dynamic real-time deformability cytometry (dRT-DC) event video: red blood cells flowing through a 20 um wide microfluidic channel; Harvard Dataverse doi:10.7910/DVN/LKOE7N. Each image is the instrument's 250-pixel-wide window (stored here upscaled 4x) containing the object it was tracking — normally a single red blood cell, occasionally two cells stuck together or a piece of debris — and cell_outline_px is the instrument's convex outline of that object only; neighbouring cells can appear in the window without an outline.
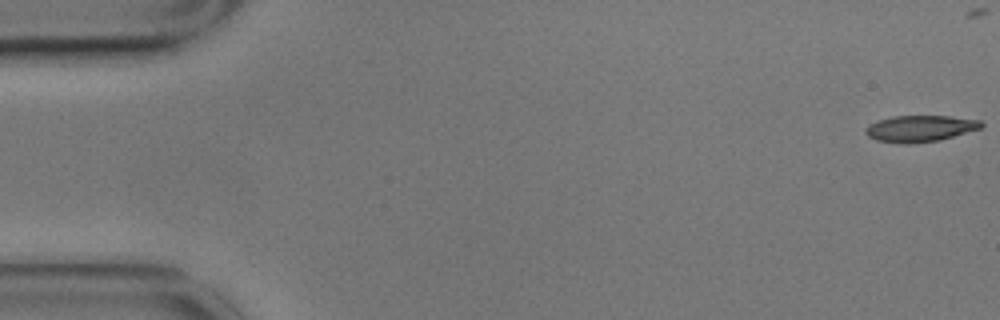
{"species": "common noctule bat (a hibernating species)", "species_latin": "Nyctalus noctula", "temperature_condition": "cold", "stored_images_in_passage": 46, "camera_frame_rate_fps": 3000, "um_per_image_px": 0.085, "animal": {"sex": "male", "body_mass_g": 17.9}, "frame": {"image": 1, "passage_image": 1, "time_ms": 0.0, "image_size_px": [1000, 320], "cell_outline_px": [[984, 124], [980, 128], [940, 140], [908, 144], [900, 144], [876, 140], [868, 136], [864, 132], [864, 128], [868, 124], [892, 116], [948, 116], [980, 120]], "centroid_in_image_um": [78.16, 10.93], "position_along_channel_um": 6.8, "area_um2": 17.8}}
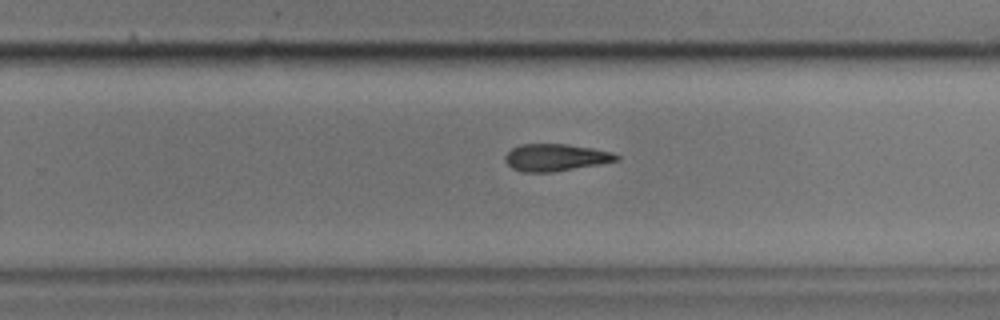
{"frame": {"image": 2, "passage_image": 36, "time_ms": 11.667, "image_size_px": [1000, 320], "cell_outline_px": [[620, 160], [600, 164], [552, 172], [520, 172], [512, 168], [504, 160], [504, 156], [512, 148], [520, 144], [568, 144], [592, 148], [612, 152], [620, 156]], "centroid_in_image_um": [47.22, 13.38], "position_along_channel_um": 282.6, "area_um2": 17.69}}
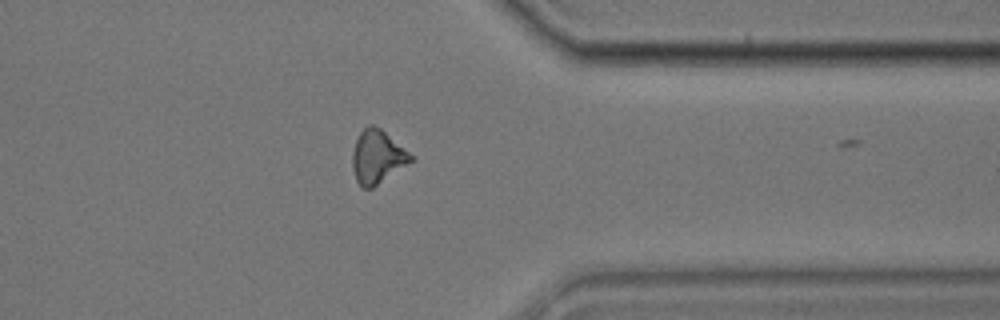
{"frame": {"image": 3, "passage_image": 45, "time_ms": 14.667, "image_size_px": [1000, 320], "cell_outline_px": [[416, 160], [372, 188], [360, 188], [356, 180], [352, 168], [352, 152], [356, 140], [360, 132], [368, 124], [372, 124], [380, 128], [408, 152]], "centroid_in_image_um": [32.06, 13.36], "position_along_channel_um": 379.3, "area_um2": 18.21}}